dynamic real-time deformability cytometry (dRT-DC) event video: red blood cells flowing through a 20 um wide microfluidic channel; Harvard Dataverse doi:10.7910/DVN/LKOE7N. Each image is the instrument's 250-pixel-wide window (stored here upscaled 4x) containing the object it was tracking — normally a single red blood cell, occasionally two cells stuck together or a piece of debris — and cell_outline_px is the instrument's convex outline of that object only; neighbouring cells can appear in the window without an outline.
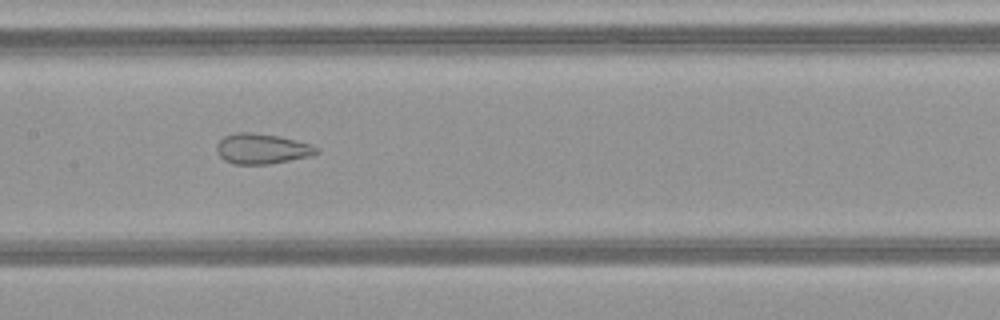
{"species": "common noctule bat (a hibernating species)", "species_latin": "Nyctalus noctula", "temperature_condition": "warm", "stored_images_in_passage": 47, "camera_frame_rate_fps": 3000, "um_per_image_px": 0.085, "animal": {"sex": "female", "body_mass_g": 21.9}, "frame": {"image": 1, "passage_image": 22, "time_ms": 7.0, "image_size_px": [1000, 320], "cell_outline_px": [[320, 152], [312, 156], [268, 164], [232, 164], [224, 160], [216, 152], [216, 144], [224, 136], [236, 132], [252, 132], [280, 136], [312, 144], [320, 148]], "centroid_in_image_um": [22.28, 12.64], "position_along_channel_um": 185.1, "area_um2": 17.92}}
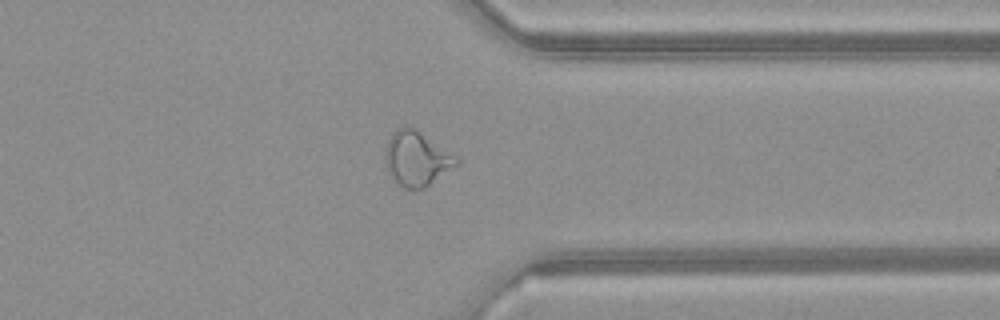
{"frame": {"image": 2, "passage_image": 36, "time_ms": 11.667, "image_size_px": [1000, 320], "cell_outline_px": [[460, 160], [456, 164], [428, 184], [420, 188], [404, 188], [388, 172], [384, 164], [384, 148], [392, 132], [396, 128], [404, 124], [408, 124], [416, 128]], "centroid_in_image_um": [35.32, 13.4], "position_along_channel_um": 376.1, "area_um2": 22.25}}
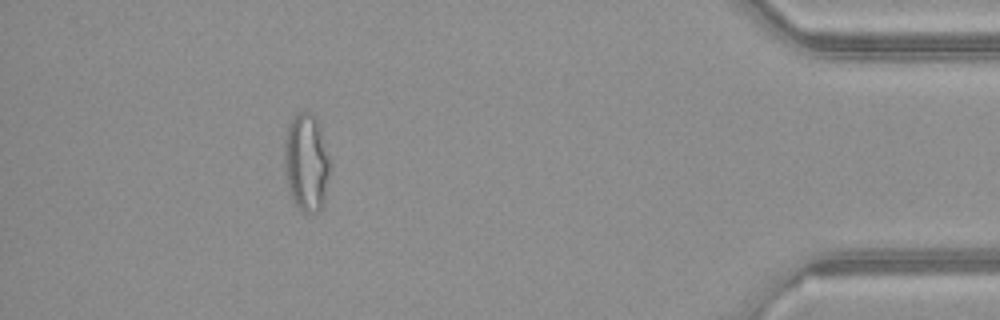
{"frame": {"image": 3, "passage_image": 42, "time_ms": 13.667, "image_size_px": [1000, 320], "cell_outline_px": [[328, 176], [324, 204], [316, 212], [304, 212], [296, 204], [288, 188], [284, 160], [284, 144], [288, 124], [296, 112], [304, 108], [316, 120], [320, 128], [328, 156]], "centroid_in_image_um": [26.01, 13.77], "position_along_channel_um": 409.2, "area_um2": 25.55}, "authors_computed_cell_mechanics": {"area_um2": 23.0622, "velocity_mm_per_s": 4.1621, "shape_relaxation_time_tau1_ms": null, "shape_relaxation_time_tau2_ms": 1.0809, "deformation_change_tau1": null, "deformation_change_tau2": 0.0849}}